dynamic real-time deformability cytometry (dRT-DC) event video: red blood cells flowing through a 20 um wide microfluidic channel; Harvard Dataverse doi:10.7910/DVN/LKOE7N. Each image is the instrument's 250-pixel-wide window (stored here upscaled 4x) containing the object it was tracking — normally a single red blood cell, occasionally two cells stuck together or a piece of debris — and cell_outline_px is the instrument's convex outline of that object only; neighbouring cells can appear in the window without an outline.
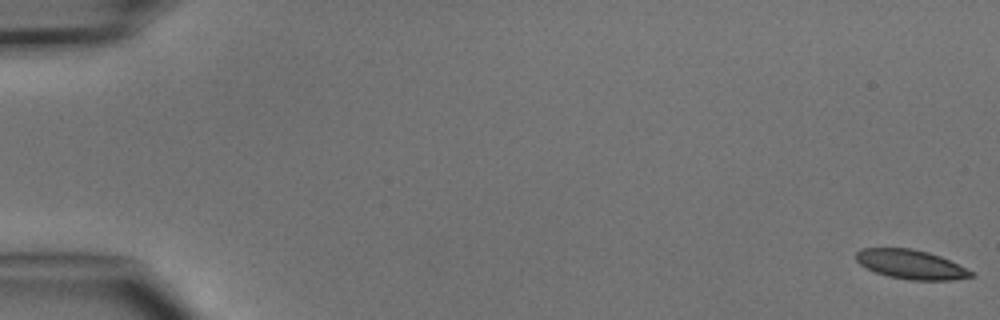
{"species": "common noctule bat (a hibernating species)", "species_latin": "Nyctalus noctula", "temperature_condition": "cold", "stored_images_in_passage": 4, "camera_frame_rate_fps": 3000, "um_per_image_px": 0.085, "animal": {"sex": "male", "body_mass_g": 15.6}, "frame": {"image": 1, "passage_image": 1, "time_ms": 0.0, "image_size_px": [1000, 320], "cell_outline_px": [[976, 276], [952, 280], [908, 280], [888, 276], [876, 272], [860, 264], [856, 260], [856, 252], [860, 248], [912, 248], [928, 252], [940, 256], [972, 272]], "centroid_in_image_um": [77.4, 22.47], "position_along_channel_um": 7.6, "area_um2": 19.42}}
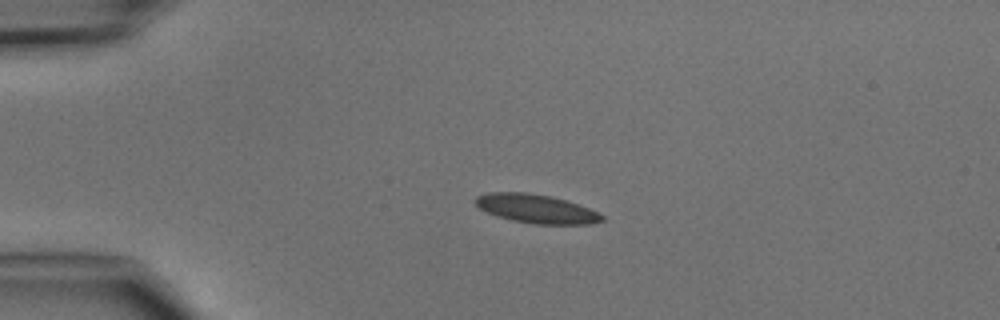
{"frame": {"image": 2, "passage_image": 4, "time_ms": 3.667, "image_size_px": [1000, 320], "cell_outline_px": [[604, 220], [588, 224], [536, 224], [512, 220], [496, 216], [480, 208], [472, 200], [476, 196], [488, 192], [528, 192], [552, 196], [588, 208], [604, 216]], "centroid_in_image_um": [45.53, 17.73], "position_along_channel_um": 39.5, "area_um2": 21.1}}